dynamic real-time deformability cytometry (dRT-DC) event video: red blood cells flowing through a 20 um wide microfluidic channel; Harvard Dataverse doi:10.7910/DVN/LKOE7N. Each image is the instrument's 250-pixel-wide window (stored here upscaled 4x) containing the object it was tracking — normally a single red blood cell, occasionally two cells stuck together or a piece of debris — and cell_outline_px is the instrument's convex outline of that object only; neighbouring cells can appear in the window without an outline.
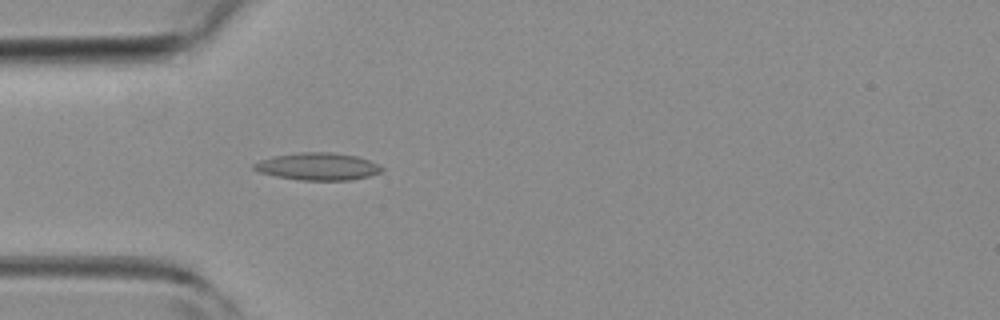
{"species": "common noctule bat (a hibernating species)", "species_latin": "Nyctalus noctula", "temperature_condition": "room temperature", "stored_images_in_passage": 20, "camera_frame_rate_fps": 3000, "um_per_image_px": 0.085, "animal": {"sex": "female", "body_mass_g": 19.3, "forearm_length_mm": 54.1}, "frame": {"image": 1, "passage_image": 1, "time_ms": 0.0, "image_size_px": [1000, 320], "cell_outline_px": [[372, 172], [360, 176], [332, 180], [324, 180], [284, 176], [268, 172], [264, 168], [292, 156], [344, 156]], "centroid_in_image_um": [27.03, 14.26], "position_along_channel_um": 58.0, "area_um2": 13.41}}
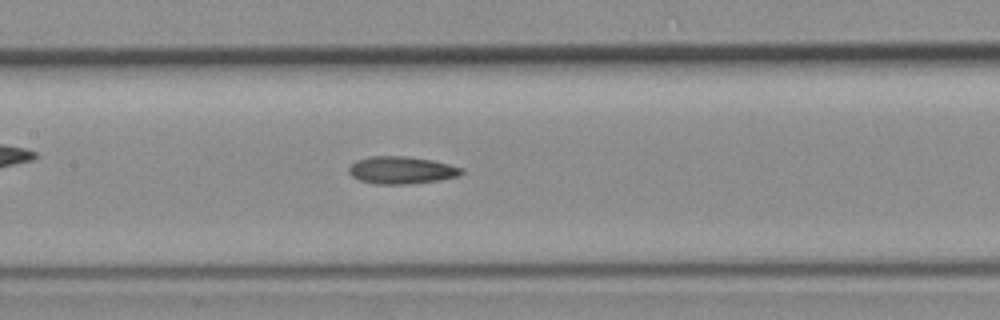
{"frame": {"image": 2, "passage_image": 9, "time_ms": 2.667, "image_size_px": [1000, 320], "cell_outline_px": [[460, 172], [448, 176], [428, 180], [368, 180], [356, 176], [352, 172], [352, 168], [356, 164], [364, 160], [424, 160], [456, 168]], "centroid_in_image_um": [34.15, 14.46], "position_along_channel_um": 173.3, "area_um2": 12.95}}
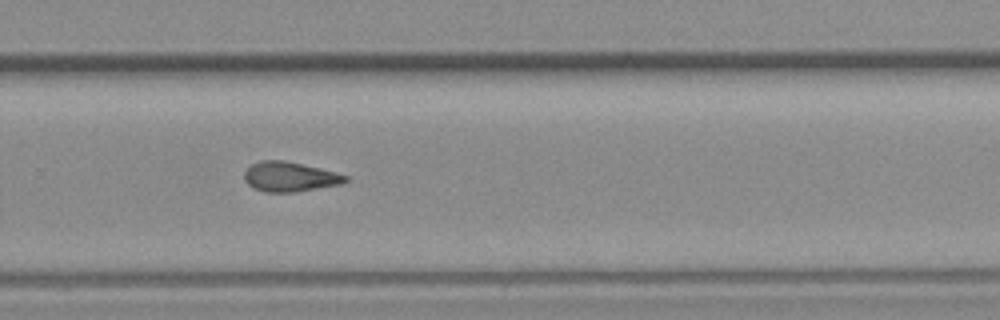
{"frame": {"image": 3, "passage_image": 18, "time_ms": 5.667, "image_size_px": [1000, 320], "cell_outline_px": [[344, 180], [328, 184], [304, 188], [260, 188], [252, 184], [248, 180], [248, 172], [256, 164], [296, 164], [344, 176]], "centroid_in_image_um": [24.64, 15.0], "position_along_channel_um": 305.2, "area_um2": 13.01}}